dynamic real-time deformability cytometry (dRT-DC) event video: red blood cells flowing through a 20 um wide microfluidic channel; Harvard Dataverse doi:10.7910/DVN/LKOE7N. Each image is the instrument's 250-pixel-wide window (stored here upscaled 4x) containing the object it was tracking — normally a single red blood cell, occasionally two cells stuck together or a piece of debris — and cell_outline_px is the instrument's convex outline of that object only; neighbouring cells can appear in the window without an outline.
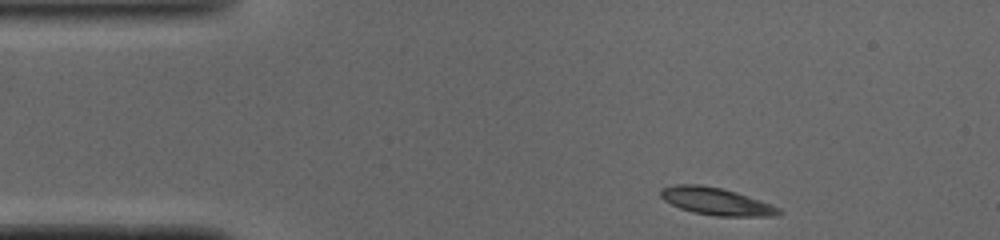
{"species": "common noctule bat (a hibernating species)", "species_latin": "Nyctalus noctula", "temperature_condition": "cold", "stored_images_in_passage": 43, "camera_frame_rate_fps": 3000, "um_per_image_px": 0.085, "animal": {"sex": "male", "body_mass_g": 19.0, "forearm_length_mm": 50.8}, "frame": {"image": 1, "passage_image": 1, "time_ms": 0.0, "image_size_px": [1000, 240], "cell_outline_px": [[784, 212], [776, 216], [716, 216], [692, 212], [680, 208], [664, 200], [660, 196], [660, 188], [676, 184], [700, 184], [720, 188], [736, 192], [772, 204], [780, 208]], "centroid_in_image_um": [60.89, 17.12], "position_along_channel_um": 24.1, "area_um2": 18.9}}
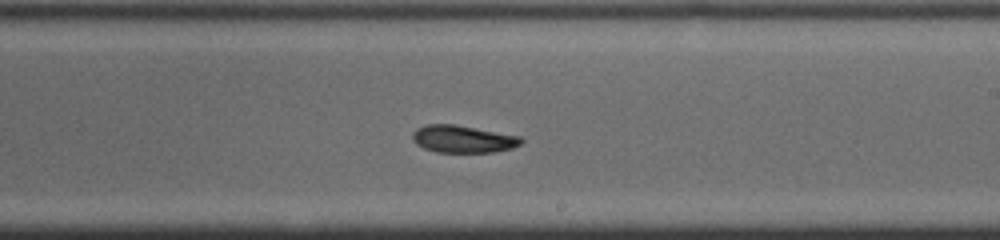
{"frame": {"image": 2, "passage_image": 22, "time_ms": 7.0, "image_size_px": [1000, 240], "cell_outline_px": [[524, 140], [520, 144], [512, 148], [496, 152], [436, 152], [424, 148], [416, 144], [412, 140], [412, 132], [416, 128], [428, 124], [456, 124], [520, 136]], "centroid_in_image_um": [39.34, 11.81], "position_along_channel_um": 249.7, "area_um2": 17.46}}
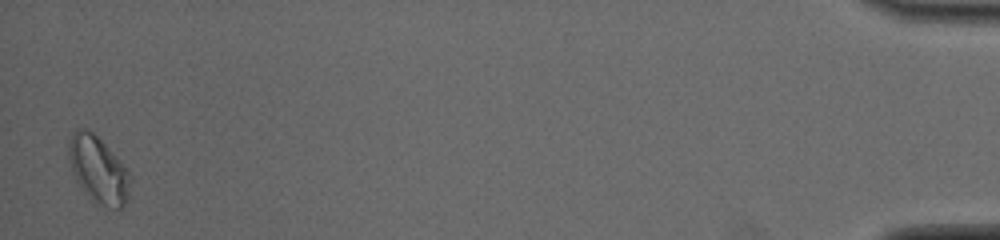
{"frame": {"image": 3, "passage_image": 42, "time_ms": 13.667, "image_size_px": [1000, 240], "cell_outline_px": [[132, 176], [128, 196], [120, 212], [96, 204], [92, 200], [76, 180], [68, 156], [68, 144], [72, 132], [80, 128], [84, 128], [92, 132], [120, 160]], "centroid_in_image_um": [8.38, 14.47], "position_along_channel_um": 426.8, "area_um2": 23.93}, "authors_computed_cell_mechanics": {"area_um2": 17.918, "velocity_mm_per_s": 4.0743, "shape_relaxation_time_tau1_ms": 3.8683, "shape_relaxation_time_tau2_ms": 10.9348, "deformation_change_tau1": 0.1229, "deformation_change_tau2": 0.1797}}